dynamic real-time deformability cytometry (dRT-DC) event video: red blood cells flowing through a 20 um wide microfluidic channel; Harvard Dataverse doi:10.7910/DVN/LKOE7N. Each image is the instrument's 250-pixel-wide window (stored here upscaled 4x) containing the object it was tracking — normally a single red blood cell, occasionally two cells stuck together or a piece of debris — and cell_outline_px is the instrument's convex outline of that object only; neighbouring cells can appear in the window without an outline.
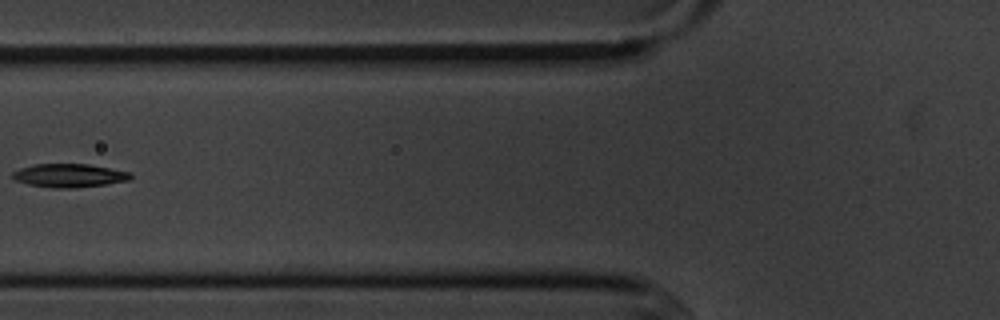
{"species": "common noctule bat (a hibernating species)", "species_latin": "Nyctalus noctula", "temperature_condition": "cold", "stored_images_in_passage": 7, "camera_frame_rate_fps": 3000, "um_per_image_px": 0.085, "animal": {"sex": "male", "body_mass_g": 20.1, "forearm_length_mm": 53.5}, "frame": {"image": 1, "passage_image": 6, "time_ms": 6.667, "image_size_px": [1000, 320], "cell_outline_px": [[132, 176], [128, 180], [104, 184], [72, 188], [52, 188], [28, 184], [16, 180], [12, 176], [12, 172], [20, 168], [32, 164], [88, 164], [132, 172]], "centroid_in_image_um": [5.87, 14.91], "position_along_channel_um": 119.9, "area_um2": 16.07}}
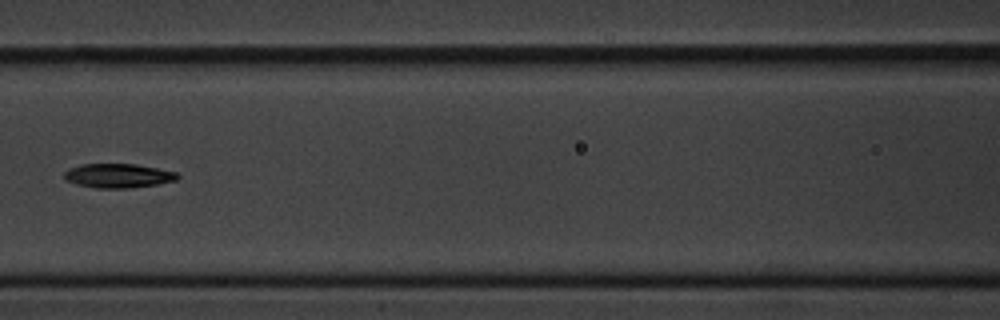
{"frame": {"image": 2, "passage_image": 7, "time_ms": 7.667, "image_size_px": [1000, 320], "cell_outline_px": [[180, 176], [176, 180], [156, 184], [128, 188], [96, 188], [76, 184], [64, 180], [64, 172], [68, 168], [80, 164], [136, 164], [176, 172]], "centroid_in_image_um": [9.99, 14.93], "position_along_channel_um": 156.6, "area_um2": 15.95}}